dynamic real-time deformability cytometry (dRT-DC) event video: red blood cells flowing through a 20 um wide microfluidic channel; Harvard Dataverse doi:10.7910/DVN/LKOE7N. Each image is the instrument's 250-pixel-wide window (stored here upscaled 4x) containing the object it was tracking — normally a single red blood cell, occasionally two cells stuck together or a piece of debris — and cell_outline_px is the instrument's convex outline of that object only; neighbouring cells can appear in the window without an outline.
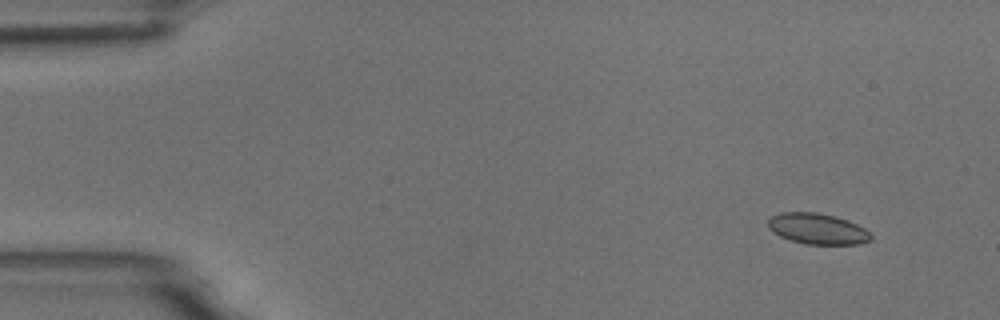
{"species": "common noctule bat (a hibernating species)", "species_latin": "Nyctalus noctula", "temperature_condition": "room temperature", "stored_images_in_passage": 4, "camera_frame_rate_fps": 3000, "um_per_image_px": 0.085, "animal": {"sex": "male", "body_mass_g": 18.8}, "frame": {"image": 1, "passage_image": 1, "time_ms": 0.0, "image_size_px": [1000, 320], "cell_outline_px": [[872, 240], [860, 244], [804, 244], [780, 236], [772, 232], [768, 228], [768, 220], [772, 216], [780, 212], [816, 212], [836, 216], [848, 220], [872, 232]], "centroid_in_image_um": [69.51, 19.44], "position_along_channel_um": 15.5, "area_um2": 18.67}}
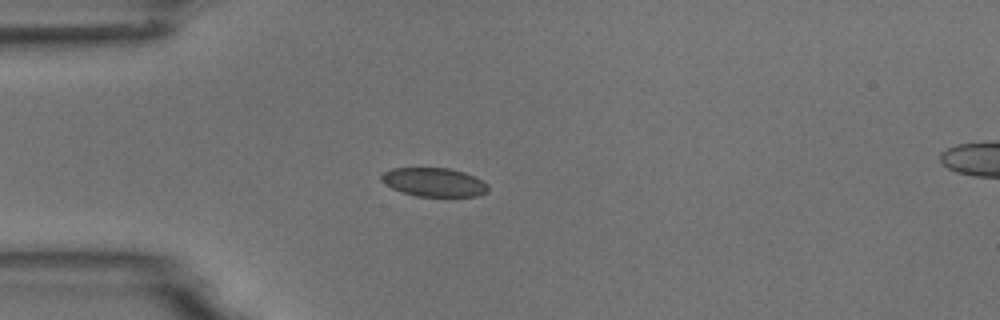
{"frame": {"image": 2, "passage_image": 3, "time_ms": 3.333, "image_size_px": [1000, 320], "cell_outline_px": [[488, 192], [476, 196], [416, 196], [392, 188], [384, 184], [380, 180], [380, 176], [384, 172], [392, 168], [448, 168], [464, 172], [476, 176], [488, 184]], "centroid_in_image_um": [36.9, 15.48], "position_along_channel_um": 48.1, "area_um2": 17.92}}